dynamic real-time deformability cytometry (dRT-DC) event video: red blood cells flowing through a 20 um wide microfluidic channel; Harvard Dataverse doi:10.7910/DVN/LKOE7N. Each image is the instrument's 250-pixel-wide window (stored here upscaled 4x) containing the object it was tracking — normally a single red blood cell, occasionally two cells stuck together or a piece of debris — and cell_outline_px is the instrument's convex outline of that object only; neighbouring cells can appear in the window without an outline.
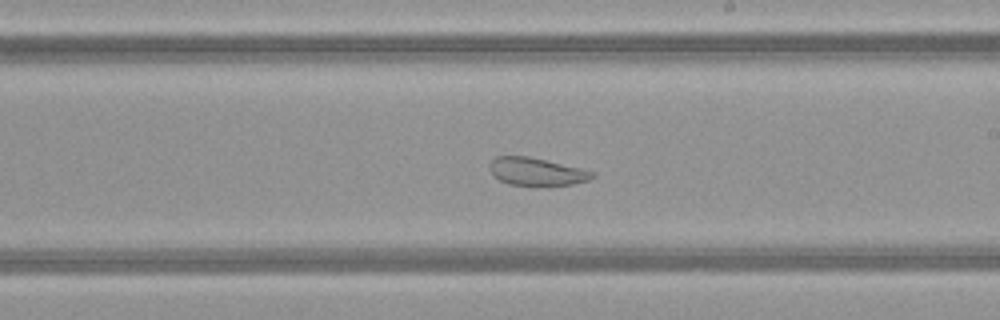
{"species": "common noctule bat (a hibernating species)", "species_latin": "Nyctalus noctula", "temperature_condition": "warm", "stored_images_in_passage": 40, "camera_frame_rate_fps": 3000, "um_per_image_px": 0.085, "animal": {"sex": "female", "body_mass_g": 21.9}, "frame": {"image": 1, "passage_image": 29, "time_ms": 9.333, "image_size_px": [1000, 320], "cell_outline_px": [[596, 176], [588, 180], [572, 184], [508, 184], [500, 180], [492, 172], [492, 160], [496, 156], [528, 156], [580, 168], [596, 172]], "centroid_in_image_um": [45.66, 14.57], "position_along_channel_um": 243.3, "area_um2": 15.95}, "authors_computed_cell_mechanics": {"area_um2": 23.7847, "velocity_mm_per_s": 4.1231, "shape_relaxation_time_tau1_ms": null, "shape_relaxation_time_tau2_ms": 1.6431, "deformation_change_tau1": null, "deformation_change_tau2": 0.0869}}